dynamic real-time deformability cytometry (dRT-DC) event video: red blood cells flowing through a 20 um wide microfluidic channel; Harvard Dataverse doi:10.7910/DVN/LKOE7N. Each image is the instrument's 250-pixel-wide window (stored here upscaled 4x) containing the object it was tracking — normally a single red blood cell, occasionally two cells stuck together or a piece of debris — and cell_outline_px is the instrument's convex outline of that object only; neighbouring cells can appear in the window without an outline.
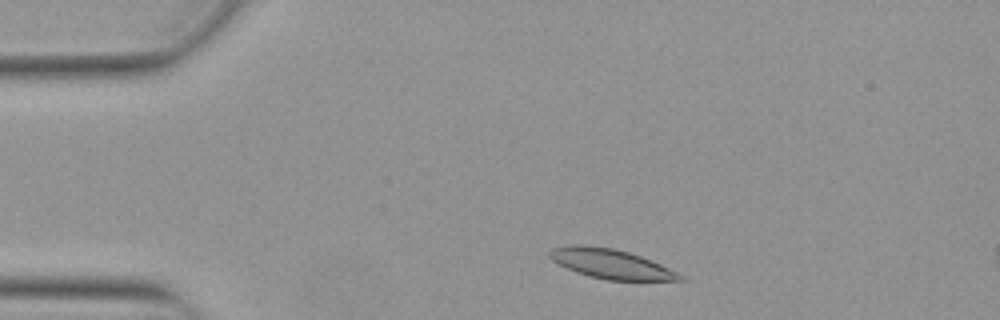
{"species": "Egyptian fruit bat (a non-hibernating species)", "species_latin": "Rousettus aegyptiacus", "temperature_condition": "warm", "stored_images_in_passage": 10, "camera_frame_rate_fps": 3000, "um_per_image_px": 0.085, "animal": {"sex": "female"}, "frame": {"image": 1, "passage_image": 4, "time_ms": 1.0, "image_size_px": [1000, 320], "cell_outline_px": [[684, 280], [608, 280], [588, 276], [576, 272], [552, 260], [548, 256], [548, 252], [552, 248], [576, 244], [584, 244], [616, 248], [640, 256], [660, 264], [684, 276]], "centroid_in_image_um": [51.89, 22.41], "position_along_channel_um": 33.1, "area_um2": 22.31}}